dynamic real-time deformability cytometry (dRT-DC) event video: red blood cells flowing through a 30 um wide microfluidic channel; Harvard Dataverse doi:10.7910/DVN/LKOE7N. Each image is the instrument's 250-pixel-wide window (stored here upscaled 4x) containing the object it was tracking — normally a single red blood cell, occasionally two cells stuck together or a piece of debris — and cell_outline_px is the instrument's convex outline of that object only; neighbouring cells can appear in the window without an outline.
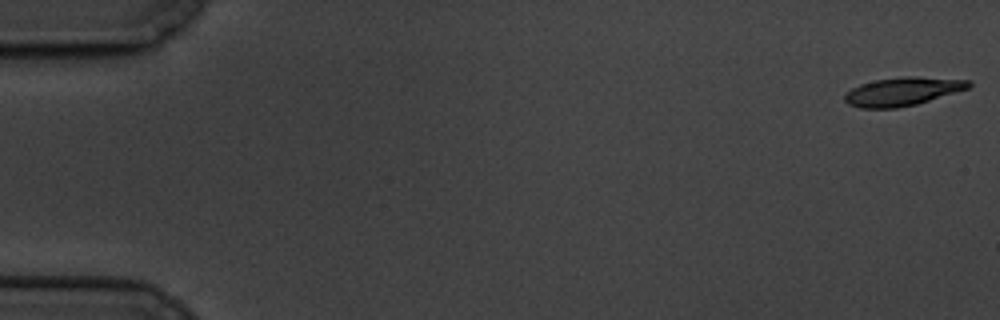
{"species": "common noctule bat (a hibernating species)", "species_latin": "Nyctalus noctula", "temperature_condition": "cold", "stored_images_in_passage": 7, "camera_frame_rate_fps": 3000, "um_per_image_px": 0.085, "animal": {"sex": "male", "body_mass_g": 19.5, "forearm_length_mm": 54.6}, "frame": {"image": 1, "passage_image": 1, "time_ms": 0.0, "image_size_px": [1000, 320], "cell_outline_px": [[972, 84], [968, 88], [916, 104], [896, 108], [860, 108], [848, 104], [844, 100], [844, 96], [852, 88], [860, 84], [876, 80], [908, 76], [916, 76], [972, 80]], "centroid_in_image_um": [76.72, 7.77], "position_along_channel_um": 8.3, "area_um2": 20.35}}